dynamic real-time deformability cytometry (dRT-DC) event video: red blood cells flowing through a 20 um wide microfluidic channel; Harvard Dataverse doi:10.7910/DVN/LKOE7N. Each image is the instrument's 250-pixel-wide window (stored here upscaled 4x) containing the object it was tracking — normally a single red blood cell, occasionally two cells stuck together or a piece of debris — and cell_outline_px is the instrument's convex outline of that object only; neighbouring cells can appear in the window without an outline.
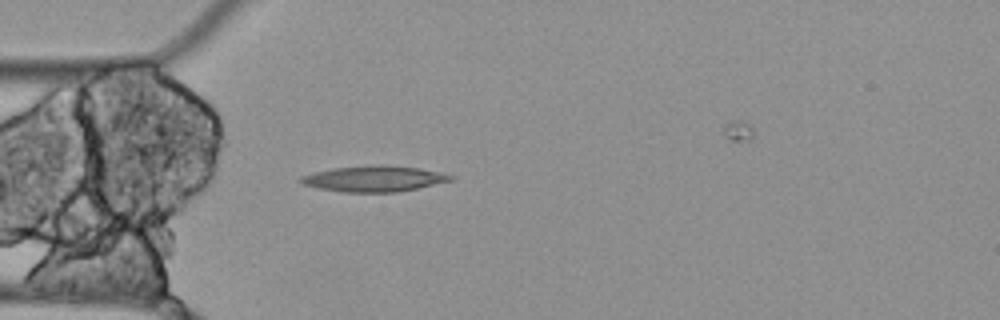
{"species": "Egyptian fruit bat (a non-hibernating species)", "species_latin": "Rousettus aegyptiacus", "temperature_condition": "cold", "stored_images_in_passage": 4, "camera_frame_rate_fps": 3000, "um_per_image_px": 0.085, "animal": {"sex": "female"}, "frame": {"image": 1, "passage_image": 4, "time_ms": 1.0, "image_size_px": [1000, 320], "cell_outline_px": [[456, 176], [452, 180], [416, 188], [396, 192], [340, 192], [316, 188], [300, 184], [296, 180], [300, 176], [312, 172], [332, 168], [368, 164], [384, 164], [420, 168], [440, 172]], "centroid_in_image_um": [31.7, 15.17], "position_along_channel_um": 53.3, "area_um2": 23.06}}